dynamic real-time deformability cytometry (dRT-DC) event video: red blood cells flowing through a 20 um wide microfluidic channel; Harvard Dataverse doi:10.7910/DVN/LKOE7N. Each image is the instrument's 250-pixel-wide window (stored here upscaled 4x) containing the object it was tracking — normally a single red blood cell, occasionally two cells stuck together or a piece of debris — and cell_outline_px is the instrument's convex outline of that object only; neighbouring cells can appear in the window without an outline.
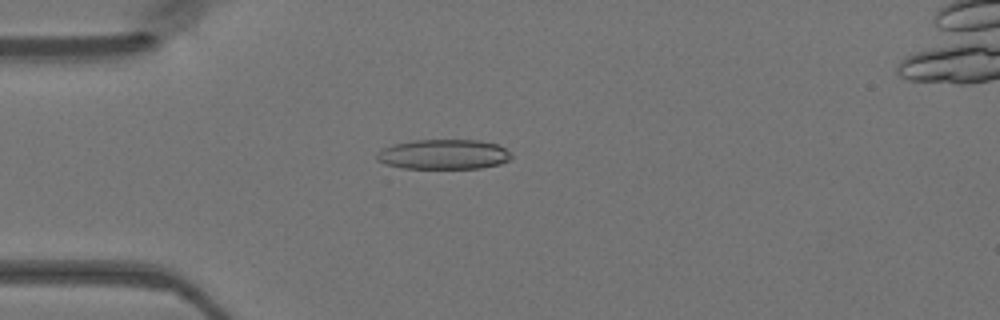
{"species": "Egyptian fruit bat (a non-hibernating species)", "species_latin": "Rousettus aegyptiacus", "temperature_condition": "warm", "stored_images_in_passage": 48, "camera_frame_rate_fps": 3000, "um_per_image_px": 0.085, "animal": {"sex": "female"}, "frame": {"image": 1, "passage_image": 13, "time_ms": 4.0, "image_size_px": [1000, 320], "cell_outline_px": [[512, 156], [508, 160], [500, 164], [480, 168], [400, 168], [384, 164], [376, 160], [376, 152], [392, 144], [412, 140], [480, 140], [496, 144], [512, 152]], "centroid_in_image_um": [37.68, 13.12], "position_along_channel_um": 47.3, "area_um2": 23.64}}
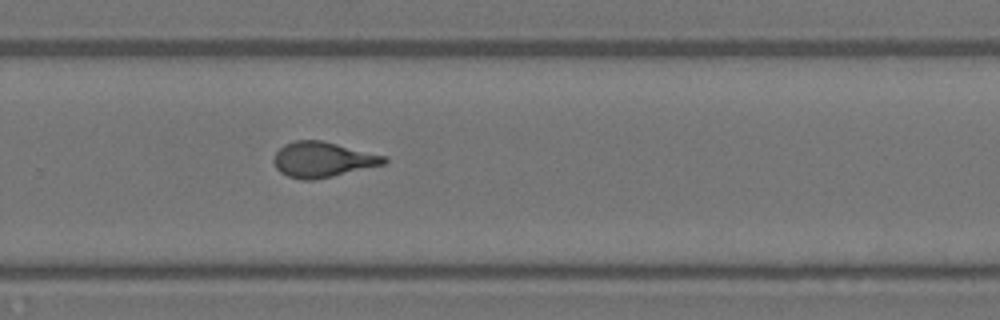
{"frame": {"image": 2, "passage_image": 32, "time_ms": 10.333, "image_size_px": [1000, 320], "cell_outline_px": [[388, 160], [384, 164], [332, 176], [312, 180], [300, 180], [288, 176], [280, 172], [276, 168], [272, 160], [276, 152], [284, 144], [296, 140], [320, 140], [384, 156]], "centroid_in_image_um": [27.36, 13.57], "position_along_channel_um": 302.4, "area_um2": 22.37}}
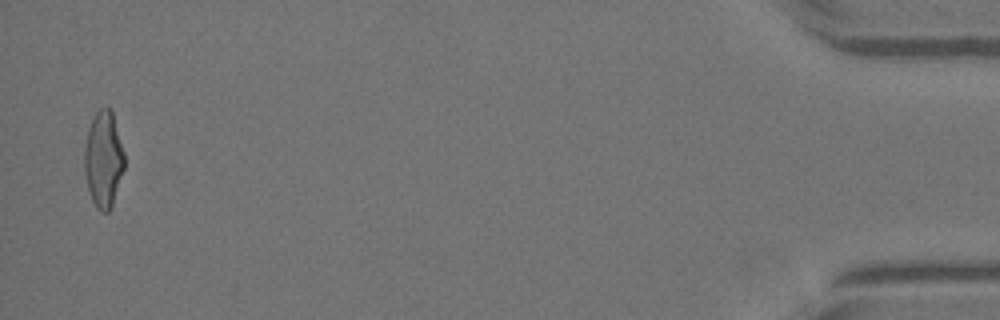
{"frame": {"image": 3, "passage_image": 47, "time_ms": 15.333, "image_size_px": [1000, 320], "cell_outline_px": [[124, 168], [112, 204], [108, 212], [100, 212], [96, 208], [92, 200], [88, 188], [84, 172], [84, 148], [88, 132], [92, 120], [96, 112], [100, 108], [108, 108], [112, 112], [124, 152]], "centroid_in_image_um": [8.78, 13.57], "position_along_channel_um": 426.4, "area_um2": 22.08}}